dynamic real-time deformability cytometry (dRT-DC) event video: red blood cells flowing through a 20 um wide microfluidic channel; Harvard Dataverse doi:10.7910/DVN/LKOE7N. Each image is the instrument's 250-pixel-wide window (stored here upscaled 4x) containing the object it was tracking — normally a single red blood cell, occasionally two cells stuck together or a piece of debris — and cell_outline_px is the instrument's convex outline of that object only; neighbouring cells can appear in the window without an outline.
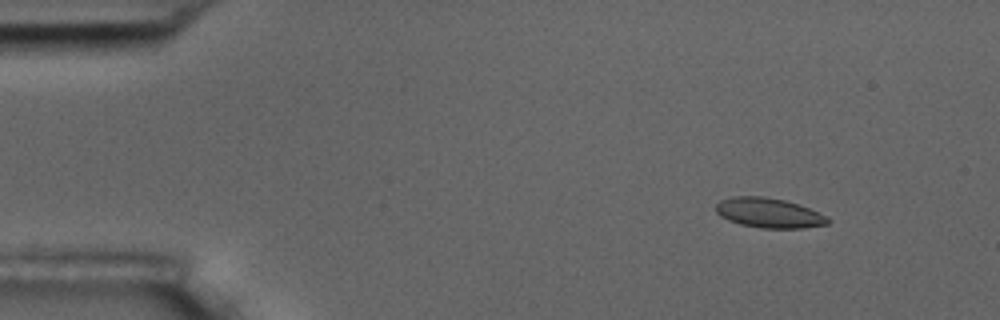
{"species": "common noctule bat (a hibernating species)", "species_latin": "Nyctalus noctula", "temperature_condition": "room temperature", "stored_images_in_passage": 11, "camera_frame_rate_fps": 3000, "um_per_image_px": 0.085, "animal": {"sex": "male", "body_mass_g": 17.5, "forearm_length_mm": 52.3}, "frame": {"image": 1, "passage_image": 2, "time_ms": 2.0, "image_size_px": [1000, 320], "cell_outline_px": [[832, 220], [828, 224], [804, 228], [760, 228], [740, 224], [728, 220], [720, 216], [716, 212], [716, 204], [720, 200], [732, 196], [764, 196], [784, 200], [808, 208], [828, 216]], "centroid_in_image_um": [65.35, 18.1], "position_along_channel_um": 19.6, "area_um2": 19.54}}
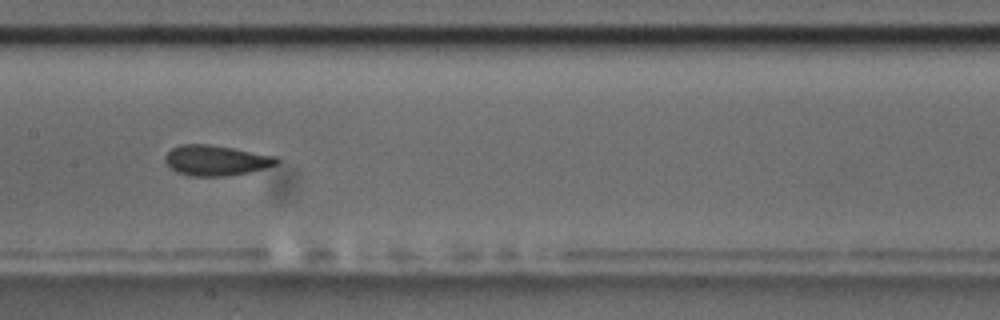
{"frame": {"image": 2, "passage_image": 8, "time_ms": 9.333, "image_size_px": [1000, 320], "cell_outline_px": [[280, 160], [276, 164], [264, 168], [248, 172], [224, 176], [188, 176], [176, 172], [164, 160], [164, 156], [172, 148], [180, 144], [208, 144], [232, 148], [276, 156]], "centroid_in_image_um": [18.33, 13.63], "position_along_channel_um": 189.1, "area_um2": 19.59}}
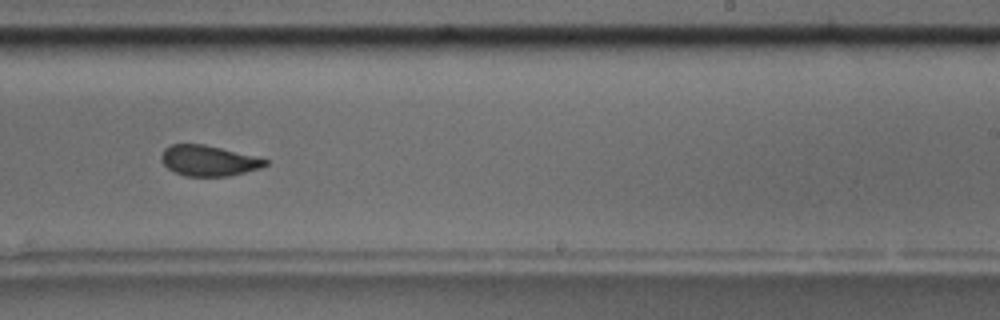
{"frame": {"image": 3, "passage_image": 10, "time_ms": 11.667, "image_size_px": [1000, 320], "cell_outline_px": [[268, 164], [260, 168], [228, 176], [184, 176], [168, 168], [160, 160], [160, 156], [164, 148], [172, 144], [204, 144], [256, 156], [268, 160]], "centroid_in_image_um": [17.71, 13.65], "position_along_channel_um": 271.3, "area_um2": 18.5}}